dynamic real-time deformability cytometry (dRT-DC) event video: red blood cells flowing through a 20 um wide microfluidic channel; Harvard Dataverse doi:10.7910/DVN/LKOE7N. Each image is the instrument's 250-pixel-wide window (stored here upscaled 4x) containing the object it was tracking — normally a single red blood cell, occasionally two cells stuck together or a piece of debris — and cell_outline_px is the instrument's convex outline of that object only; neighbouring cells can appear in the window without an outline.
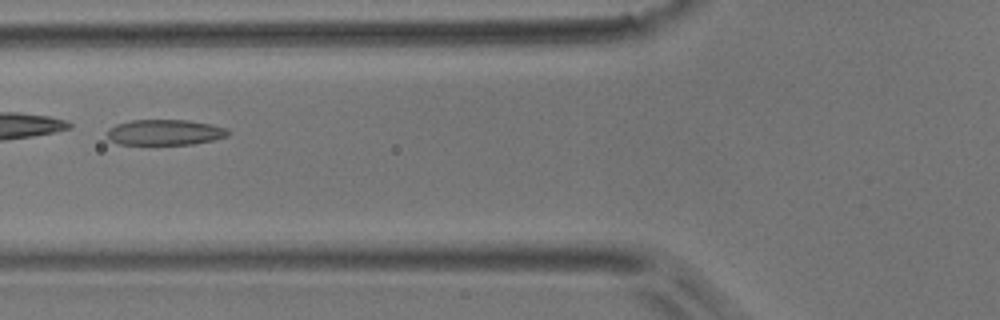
{"species": "common noctule bat (a hibernating species)", "species_latin": "Nyctalus noctula", "temperature_condition": "room temperature", "stored_images_in_passage": 9, "camera_frame_rate_fps": 3000, "um_per_image_px": 0.085, "animal": {"sex": "male", "body_mass_g": 17.9}, "frame": {"image": 1, "passage_image": 4, "time_ms": 3.667, "image_size_px": [1000, 320], "cell_outline_px": [[232, 132], [228, 136], [212, 140], [192, 144], [116, 144], [108, 140], [108, 128], [116, 124], [132, 120], [188, 120], [212, 124], [228, 128]], "centroid_in_image_um": [14.03, 11.24], "position_along_channel_um": 111.8, "area_um2": 18.21}}
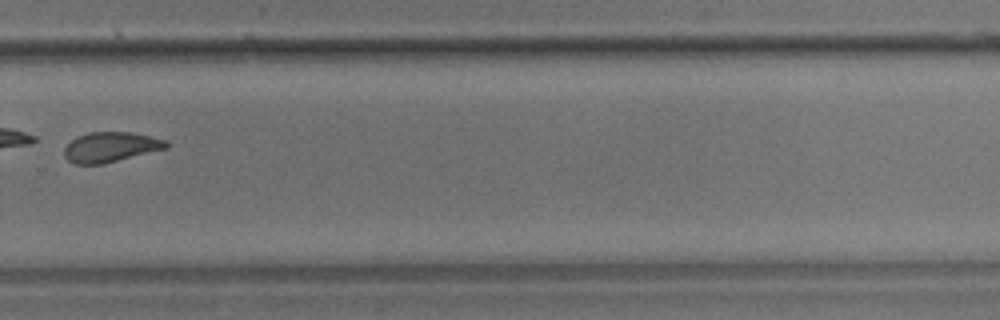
{"frame": {"image": 2, "passage_image": 9, "time_ms": 9.333, "image_size_px": [1000, 320], "cell_outline_px": [[168, 148], [104, 164], [76, 164], [68, 160], [64, 156], [64, 148], [72, 140], [80, 136], [92, 132], [132, 132], [164, 140], [168, 144]], "centroid_in_image_um": [9.4, 12.51], "position_along_channel_um": 320.4, "area_um2": 17.63}}